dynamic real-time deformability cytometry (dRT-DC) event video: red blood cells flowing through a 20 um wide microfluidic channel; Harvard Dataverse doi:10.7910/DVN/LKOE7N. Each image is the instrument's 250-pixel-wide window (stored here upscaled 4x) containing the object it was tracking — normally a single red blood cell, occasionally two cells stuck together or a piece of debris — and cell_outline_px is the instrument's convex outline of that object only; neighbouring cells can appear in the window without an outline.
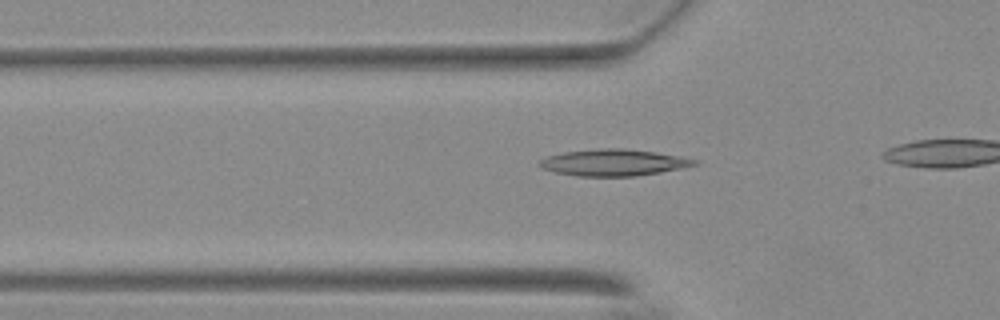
{"species": "Egyptian fruit bat (a non-hibernating species)", "species_latin": "Rousettus aegyptiacus", "temperature_condition": "warm", "stored_images_in_passage": 18, "camera_frame_rate_fps": 3000, "um_per_image_px": 0.085, "animal": {"sex": "female"}, "frame": {"image": 1, "passage_image": 6, "time_ms": 1.667, "image_size_px": [1000, 320], "cell_outline_px": [[700, 164], [660, 172], [636, 176], [576, 176], [556, 172], [544, 168], [536, 164], [540, 160], [548, 156], [564, 152], [600, 148], [624, 148], [656, 152], [700, 160]], "centroid_in_image_um": [52.18, 13.81], "position_along_channel_um": 73.6, "area_um2": 23.93}}
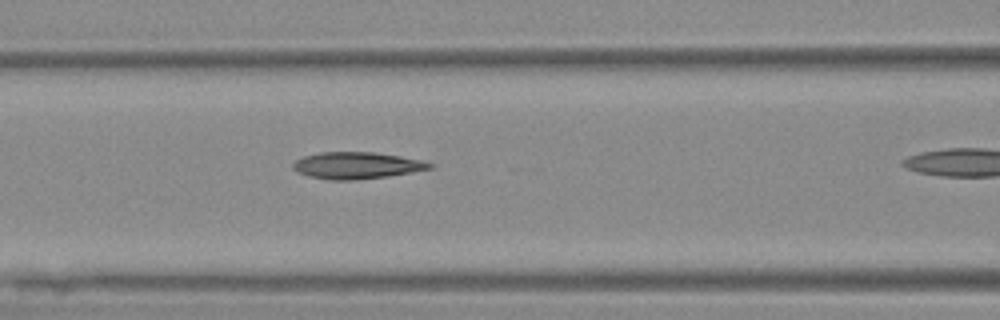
{"frame": {"image": 2, "passage_image": 11, "time_ms": 3.333, "image_size_px": [1000, 320], "cell_outline_px": [[436, 164], [432, 168], [412, 172], [384, 176], [352, 180], [328, 180], [308, 176], [296, 172], [292, 168], [292, 164], [296, 160], [304, 156], [320, 152], [376, 152], [400, 156], [420, 160]], "centroid_in_image_um": [30.29, 14.06], "position_along_channel_um": 136.3, "area_um2": 21.27}}
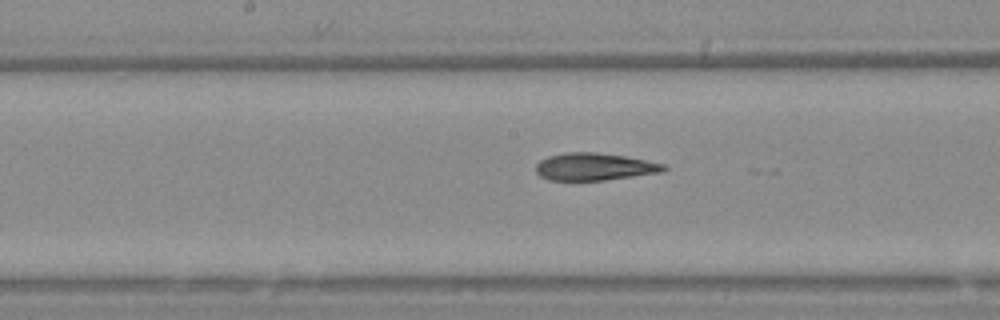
{"frame": {"image": 3, "passage_image": 16, "time_ms": 5.0, "image_size_px": [1000, 320], "cell_outline_px": [[668, 168], [664, 172], [604, 180], [548, 180], [540, 176], [536, 172], [536, 164], [540, 160], [548, 156], [564, 152], [596, 152], [624, 156], [664, 164]], "centroid_in_image_um": [50.51, 14.17], "position_along_channel_um": 197.7, "area_um2": 20.4}}